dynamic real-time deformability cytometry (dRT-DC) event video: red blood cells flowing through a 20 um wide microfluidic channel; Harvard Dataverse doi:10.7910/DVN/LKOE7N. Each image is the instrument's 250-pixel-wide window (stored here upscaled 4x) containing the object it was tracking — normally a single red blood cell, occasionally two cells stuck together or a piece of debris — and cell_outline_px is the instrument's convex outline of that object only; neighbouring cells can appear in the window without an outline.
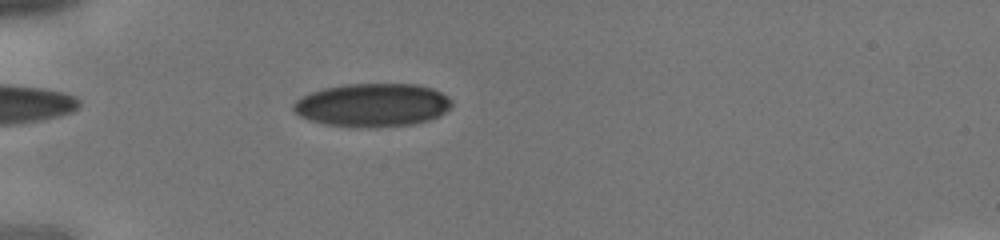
{"species": "human", "species_latin": "Homo sapiens", "temperature_condition": "cold", "stored_images_in_passage": 43, "camera_frame_rate_fps": 3000, "um_per_image_px": 0.085, "donor": {"sex": "male"}, "frame": {"image": 1, "passage_image": 14, "time_ms": 4.333, "image_size_px": [1000, 240], "cell_outline_px": [[452, 104], [440, 116], [416, 124], [376, 128], [356, 128], [324, 124], [308, 120], [300, 116], [292, 108], [292, 104], [296, 100], [312, 92], [324, 88], [344, 84], [416, 84], [432, 88], [448, 96], [452, 100]], "centroid_in_image_um": [31.66, 8.95], "position_along_channel_um": 53.3, "area_um2": 40.4}}
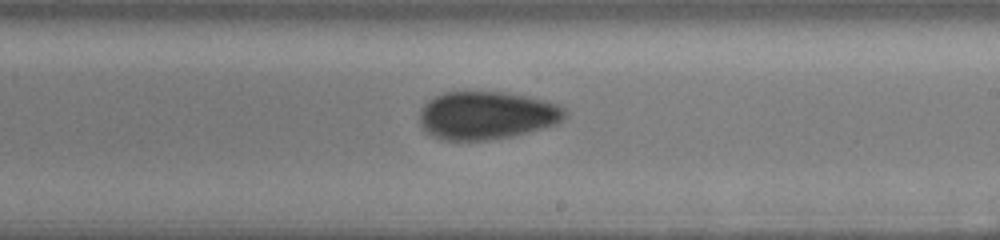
{"frame": {"image": 2, "passage_image": 27, "time_ms": 8.667, "image_size_px": [1000, 240], "cell_outline_px": [[568, 116], [556, 124], [528, 132], [512, 136], [488, 140], [440, 140], [432, 136], [420, 124], [420, 108], [432, 96], [444, 92], [504, 92], [528, 96], [548, 100], [560, 104], [568, 112]], "centroid_in_image_um": [41.39, 9.8], "position_along_channel_um": 247.6, "area_um2": 41.1}}
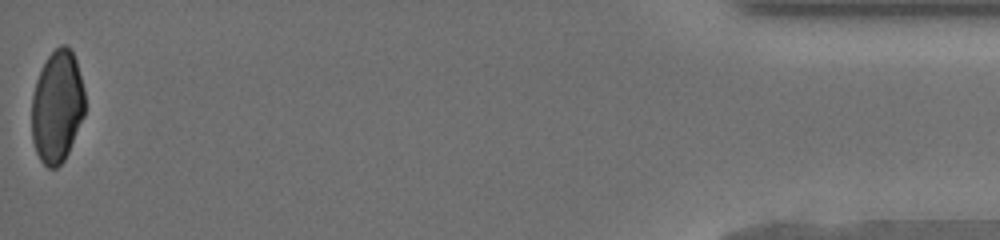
{"frame": {"image": 3, "passage_image": 43, "time_ms": 14.0, "image_size_px": [1000, 240], "cell_outline_px": [[84, 116], [68, 152], [64, 160], [56, 168], [48, 168], [40, 160], [36, 152], [32, 140], [32, 96], [36, 80], [48, 56], [60, 44], [64, 44], [72, 52], [76, 60], [84, 88]], "centroid_in_image_um": [4.85, 9.07], "position_along_channel_um": 430.3, "area_um2": 34.68}}